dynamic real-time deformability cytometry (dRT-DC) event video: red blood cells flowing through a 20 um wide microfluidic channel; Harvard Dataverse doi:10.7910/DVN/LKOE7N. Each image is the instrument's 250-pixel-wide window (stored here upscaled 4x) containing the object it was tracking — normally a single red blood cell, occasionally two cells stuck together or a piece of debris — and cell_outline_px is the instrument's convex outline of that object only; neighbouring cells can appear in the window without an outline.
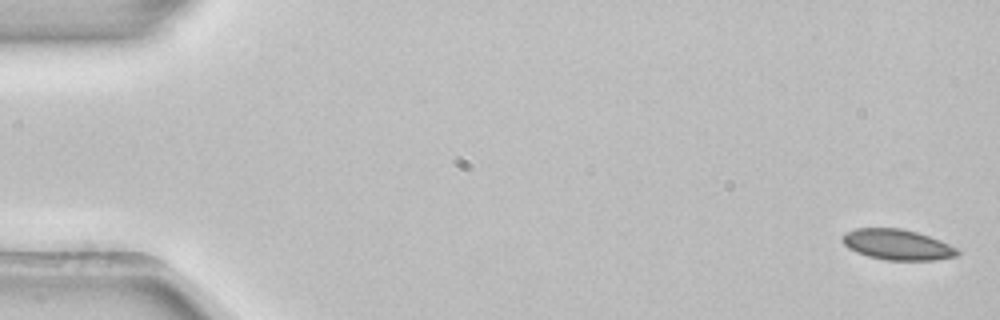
{"species": "common noctule bat (a hibernating species)", "species_latin": "Nyctalus noctula", "temperature_condition": "room temperature", "stored_images_in_passage": 4, "camera_frame_rate_fps": 3000, "um_per_image_px": 0.085, "animal": {"sex": "female", "body_mass_g": 22.7, "forearm_length_mm": 54.2}, "frame": {"image": 1, "passage_image": 1, "time_ms": 0.0, "image_size_px": [1000, 320], "cell_outline_px": [[960, 252], [956, 256], [936, 260], [884, 260], [868, 256], [856, 252], [848, 248], [840, 240], [840, 236], [844, 232], [856, 228], [900, 228], [916, 232], [940, 240], [956, 248]], "centroid_in_image_um": [76.21, 20.79], "position_along_channel_um": 8.8, "area_um2": 20.58}}
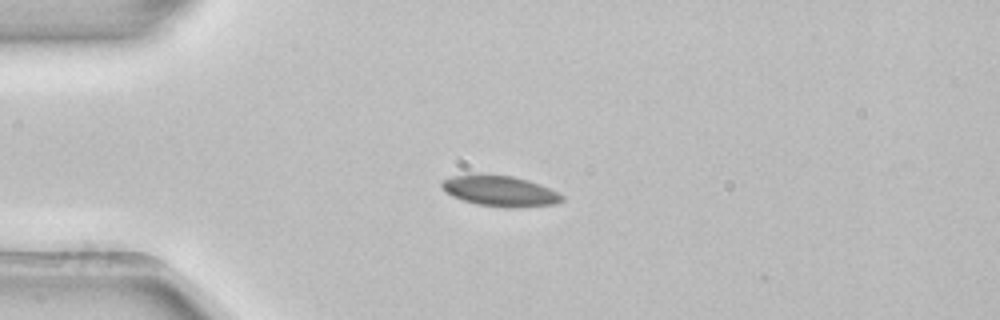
{"frame": {"image": 2, "passage_image": 3, "time_ms": 0.667, "image_size_px": [1000, 320], "cell_outline_px": [[564, 200], [556, 204], [516, 208], [508, 208], [476, 204], [452, 196], [444, 192], [440, 188], [440, 180], [452, 176], [476, 172], [480, 172], [512, 176], [528, 180], [540, 184], [564, 196]], "centroid_in_image_um": [42.43, 16.21], "position_along_channel_um": 42.6, "area_um2": 22.14}}